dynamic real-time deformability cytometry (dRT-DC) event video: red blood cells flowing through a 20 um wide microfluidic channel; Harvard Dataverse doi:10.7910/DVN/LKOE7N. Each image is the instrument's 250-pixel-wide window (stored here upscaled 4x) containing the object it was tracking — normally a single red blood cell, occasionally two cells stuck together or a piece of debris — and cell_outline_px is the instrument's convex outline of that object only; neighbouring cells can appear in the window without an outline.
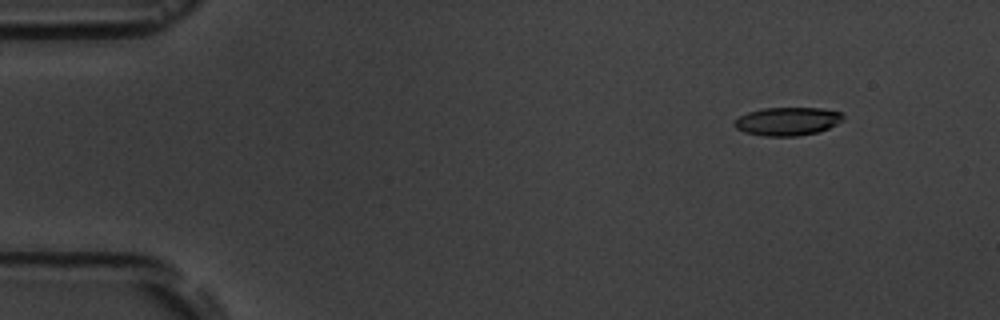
{"species": "common noctule bat (a hibernating species)", "species_latin": "Nyctalus noctula", "temperature_condition": "room temperature", "stored_images_in_passage": 4, "camera_frame_rate_fps": 3000, "um_per_image_px": 0.085, "animal": {"sex": "male", "body_mass_g": 19.5, "forearm_length_mm": 54.6}, "frame": {"image": 1, "passage_image": 1, "time_ms": 0.0, "image_size_px": [1000, 320], "cell_outline_px": [[844, 120], [828, 128], [816, 132], [796, 136], [764, 136], [744, 132], [736, 128], [732, 124], [740, 116], [748, 112], [764, 108], [820, 108], [840, 112], [844, 116]], "centroid_in_image_um": [66.93, 10.31], "position_along_channel_um": 18.1, "area_um2": 17.8}}
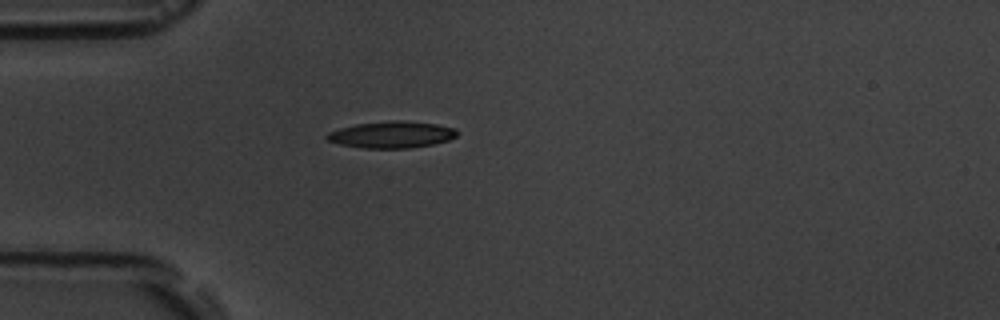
{"frame": {"image": 2, "passage_image": 4, "time_ms": 3.333, "image_size_px": [1000, 320], "cell_outline_px": [[460, 132], [456, 136], [448, 140], [432, 144], [408, 148], [364, 148], [340, 144], [328, 140], [324, 136], [328, 132], [340, 128], [356, 124], [392, 120], [404, 120], [436, 124], [456, 128]], "centroid_in_image_um": [33.31, 11.43], "position_along_channel_um": 51.7, "area_um2": 20.23}}